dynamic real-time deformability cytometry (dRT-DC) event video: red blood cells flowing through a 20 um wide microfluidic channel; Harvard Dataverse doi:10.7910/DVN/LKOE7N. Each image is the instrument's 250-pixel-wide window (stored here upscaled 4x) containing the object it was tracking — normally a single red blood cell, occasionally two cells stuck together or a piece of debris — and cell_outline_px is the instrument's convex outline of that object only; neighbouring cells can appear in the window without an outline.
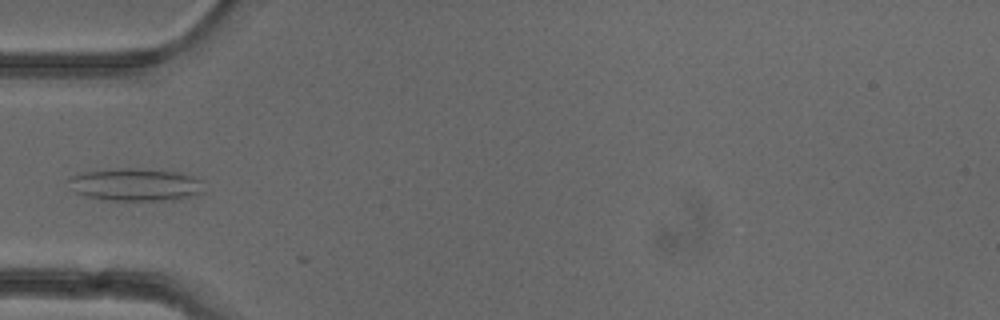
{"species": "common noctule bat (a hibernating species)", "species_latin": "Nyctalus noctula", "temperature_condition": "cold", "stored_images_in_passage": 2, "camera_frame_rate_fps": 3000, "um_per_image_px": 0.085, "animal": {"sex": "female"}, "frame": {"image": 1, "passage_image": 1, "time_ms": 0.0, "image_size_px": [1000, 320], "cell_outline_px": [[204, 192], [196, 196], [180, 200], [108, 200], [88, 196], [76, 192], [68, 180], [72, 176], [84, 172], [116, 168], [136, 168], [180, 172], [204, 180]], "centroid_in_image_um": [11.65, 15.69], "position_along_channel_um": 73.4, "area_um2": 25.95}}